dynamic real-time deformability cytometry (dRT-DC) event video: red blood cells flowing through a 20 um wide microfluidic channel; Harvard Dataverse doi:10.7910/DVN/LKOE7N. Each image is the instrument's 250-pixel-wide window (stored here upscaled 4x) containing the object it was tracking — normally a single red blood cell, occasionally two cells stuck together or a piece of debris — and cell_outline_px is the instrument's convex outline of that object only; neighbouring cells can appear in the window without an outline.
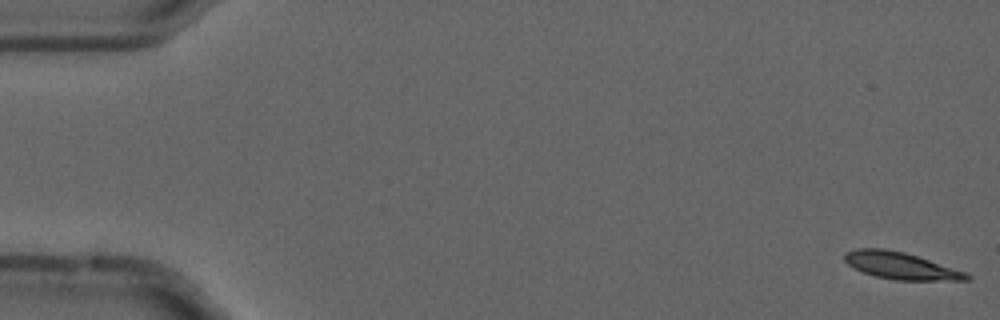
{"species": "common noctule bat (a hibernating species)", "species_latin": "Nyctalus noctula", "temperature_condition": "cold", "stored_images_in_passage": 55, "camera_frame_rate_fps": 3000, "um_per_image_px": 0.085, "animal": {"sex": "male", "forearm_length_mm": 52.5}, "frame": {"image": 1, "passage_image": 1, "time_ms": 0.0, "image_size_px": [1000, 320], "cell_outline_px": [[972, 280], [896, 280], [876, 276], [864, 272], [848, 264], [844, 260], [844, 252], [856, 248], [884, 248], [904, 252], [968, 272], [972, 276]], "centroid_in_image_um": [76.6, 22.58], "position_along_channel_um": 8.4, "area_um2": 19.19}}
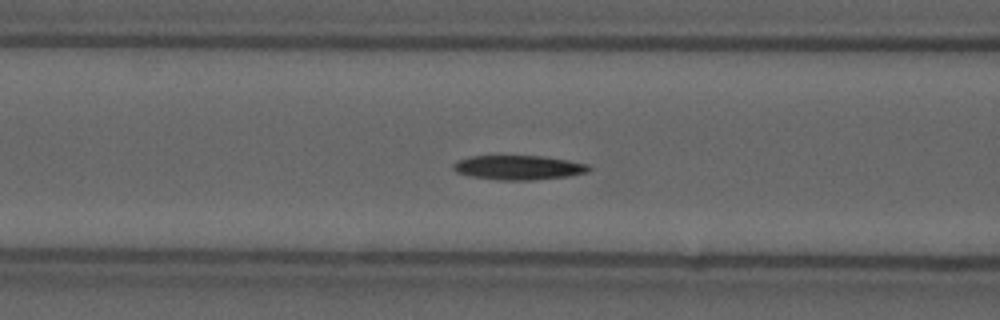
{"frame": {"image": 2, "passage_image": 22, "time_ms": 7.0, "image_size_px": [1000, 320], "cell_outline_px": [[592, 168], [588, 172], [568, 176], [532, 180], [496, 180], [468, 176], [456, 172], [452, 168], [452, 164], [456, 160], [472, 156], [544, 156], [568, 160], [588, 164]], "centroid_in_image_um": [44.05, 14.24], "position_along_channel_um": 122.6, "area_um2": 19.48}}
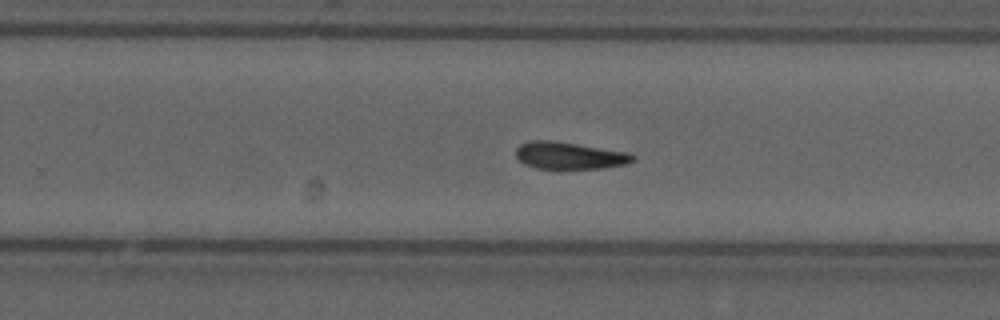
{"frame": {"image": 3, "passage_image": 35, "time_ms": 11.333, "image_size_px": [1000, 320], "cell_outline_px": [[636, 160], [628, 164], [604, 168], [536, 168], [524, 164], [516, 156], [516, 148], [520, 144], [528, 140], [552, 140], [628, 152], [636, 156]], "centroid_in_image_um": [48.42, 13.21], "position_along_channel_um": 281.4, "area_um2": 18.55}, "authors_computed_cell_mechanics": {"area_um2": 18.9006, "velocity_mm_per_s": 3.6738, "shape_relaxation_time_tau1_ms": 8.5585, "shape_relaxation_time_tau2_ms": null, "deformation_change_tau1": 0.2348, "deformation_change_tau2": null}}